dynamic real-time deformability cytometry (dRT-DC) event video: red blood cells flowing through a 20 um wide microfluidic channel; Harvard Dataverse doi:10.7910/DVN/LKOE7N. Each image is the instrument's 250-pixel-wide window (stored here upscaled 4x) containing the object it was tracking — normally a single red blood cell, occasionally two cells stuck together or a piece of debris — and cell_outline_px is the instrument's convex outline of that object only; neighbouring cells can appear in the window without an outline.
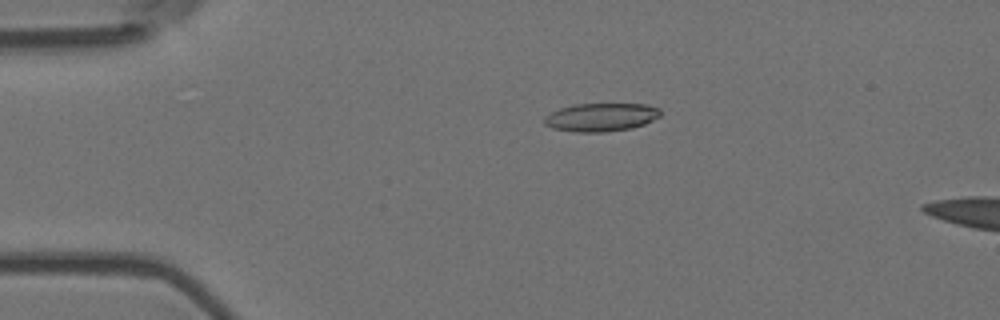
{"species": "Egyptian fruit bat (a non-hibernating species)", "species_latin": "Rousettus aegyptiacus", "temperature_condition": "room temperature", "stored_images_in_passage": 4, "camera_frame_rate_fps": 3000, "um_per_image_px": 0.085, "animal": {"sex": "female"}, "frame": {"image": 1, "passage_image": 2, "time_ms": 0.333, "image_size_px": [1000, 320], "cell_outline_px": [[660, 116], [644, 124], [632, 128], [604, 132], [572, 132], [552, 128], [544, 124], [544, 116], [560, 108], [572, 104], [648, 104], [660, 108]], "centroid_in_image_um": [51.07, 9.96], "position_along_channel_um": 33.9, "area_um2": 19.25}}